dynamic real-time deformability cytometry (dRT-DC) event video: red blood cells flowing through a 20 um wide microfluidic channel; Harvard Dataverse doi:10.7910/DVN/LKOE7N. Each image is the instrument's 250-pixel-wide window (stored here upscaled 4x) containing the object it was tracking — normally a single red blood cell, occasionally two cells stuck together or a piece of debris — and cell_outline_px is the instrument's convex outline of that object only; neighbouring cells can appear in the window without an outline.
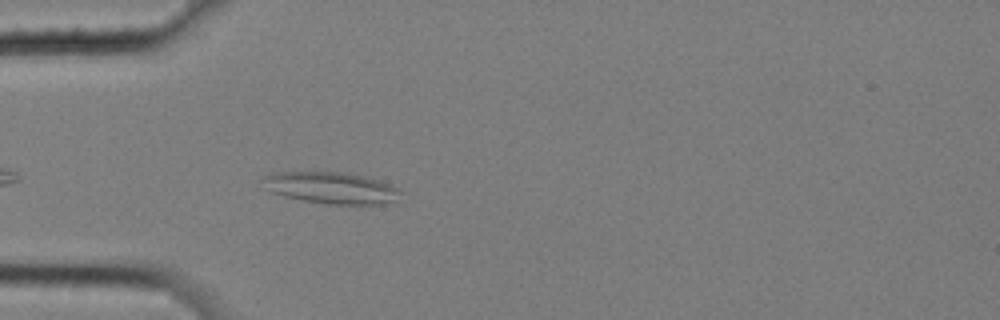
{"species": "common noctule bat (a hibernating species)", "species_latin": "Nyctalus noctula", "temperature_condition": "cold", "stored_images_in_passage": 4, "camera_frame_rate_fps": 3000, "um_per_image_px": 0.085, "animal": {"sex": "female", "body_mass_g": 25.1}, "frame": {"image": 1, "passage_image": 4, "time_ms": 1.0, "image_size_px": [1000, 320], "cell_outline_px": [[404, 192], [396, 204], [328, 204], [300, 200], [284, 196], [272, 192], [268, 188], [264, 176], [272, 172], [344, 172], [364, 176], [380, 180], [400, 188]], "centroid_in_image_um": [28.3, 15.98], "position_along_channel_um": 56.7, "area_um2": 25.66}}